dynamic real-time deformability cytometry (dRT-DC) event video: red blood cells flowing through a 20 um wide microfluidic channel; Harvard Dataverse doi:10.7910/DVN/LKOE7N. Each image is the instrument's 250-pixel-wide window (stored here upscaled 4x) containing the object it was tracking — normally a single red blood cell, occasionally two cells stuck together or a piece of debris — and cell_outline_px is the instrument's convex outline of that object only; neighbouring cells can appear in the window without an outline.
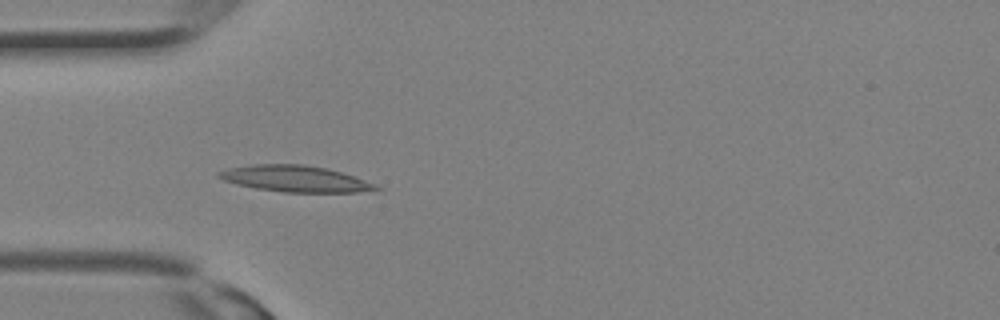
{"species": "Egyptian fruit bat (a non-hibernating species)", "species_latin": "Rousettus aegyptiacus", "temperature_condition": "room temperature", "stored_images_in_passage": 8, "camera_frame_rate_fps": 3000, "um_per_image_px": 0.085, "animal": {"sex": "female"}, "frame": {"image": 1, "passage_image": 6, "time_ms": 1.667, "image_size_px": [1000, 320], "cell_outline_px": [[384, 188], [356, 192], [284, 192], [256, 188], [236, 184], [224, 180], [216, 176], [216, 172], [228, 168], [252, 164], [304, 164], [324, 168], [340, 172], [364, 180]], "centroid_in_image_um": [25.02, 15.19], "position_along_channel_um": 60.0, "area_um2": 23.81}}
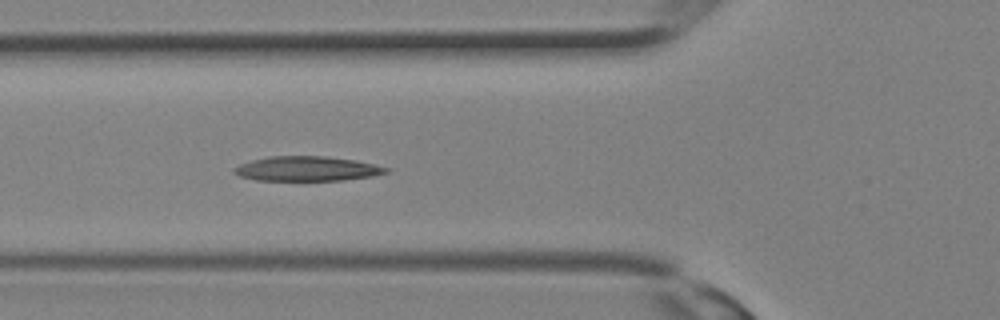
{"frame": {"image": 2, "passage_image": 8, "time_ms": 2.333, "image_size_px": [1000, 320], "cell_outline_px": [[392, 172], [372, 176], [344, 180], [256, 180], [240, 176], [232, 172], [232, 168], [240, 164], [252, 160], [268, 156], [328, 156], [356, 160], [392, 168]], "centroid_in_image_um": [26.14, 14.33], "position_along_channel_um": 99.7, "area_um2": 22.08}}